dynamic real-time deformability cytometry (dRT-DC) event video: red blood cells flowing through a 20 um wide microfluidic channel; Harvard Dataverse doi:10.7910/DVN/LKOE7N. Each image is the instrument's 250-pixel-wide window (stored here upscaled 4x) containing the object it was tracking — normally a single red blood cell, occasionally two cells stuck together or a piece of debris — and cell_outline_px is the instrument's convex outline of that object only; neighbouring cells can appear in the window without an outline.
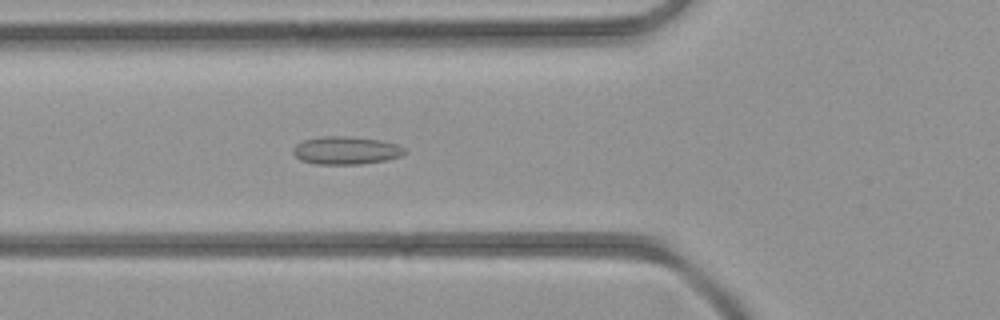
{"species": "common noctule bat (a hibernating species)", "species_latin": "Nyctalus noctula", "temperature_condition": "room temperature", "stored_images_in_passage": 44, "camera_frame_rate_fps": 3000, "um_per_image_px": 0.085, "animal": {"sex": "female", "body_mass_g": 21.9}, "frame": {"image": 1, "passage_image": 15, "time_ms": 4.667, "image_size_px": [1000, 320], "cell_outline_px": [[408, 152], [400, 156], [384, 160], [360, 164], [316, 164], [300, 160], [292, 152], [292, 148], [296, 144], [304, 140], [320, 136], [348, 136], [380, 140], [396, 144], [404, 148]], "centroid_in_image_um": [29.38, 12.78], "position_along_channel_um": 96.4, "area_um2": 18.15}}
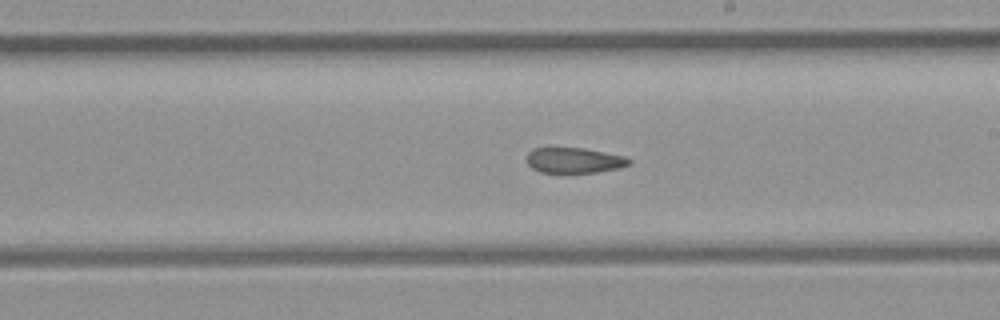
{"frame": {"image": 2, "passage_image": 24, "time_ms": 7.667, "image_size_px": [1000, 320], "cell_outline_px": [[632, 164], [620, 168], [596, 172], [540, 172], [532, 168], [528, 164], [528, 152], [532, 148], [584, 148], [624, 156], [632, 160]], "centroid_in_image_um": [48.84, 13.62], "position_along_channel_um": 240.2, "area_um2": 15.09}}
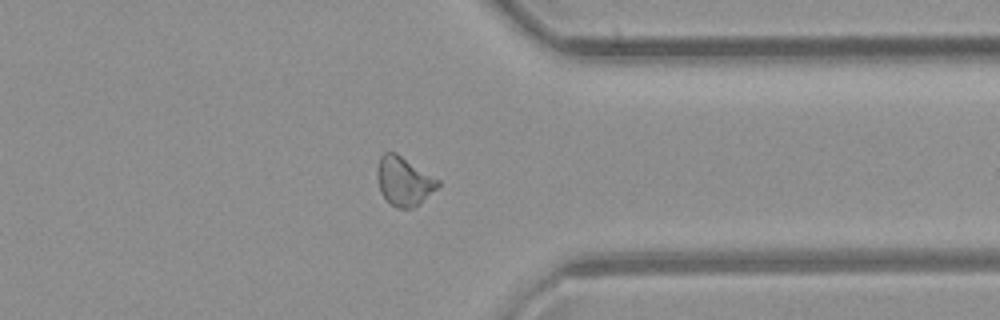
{"frame": {"image": 3, "passage_image": 33, "time_ms": 10.667, "image_size_px": [1000, 320], "cell_outline_px": [[440, 184], [420, 204], [412, 208], [396, 208], [380, 192], [376, 172], [376, 168], [380, 156], [384, 152], [396, 152], [440, 180]], "centroid_in_image_um": [34.32, 15.38], "position_along_channel_um": 377.1, "area_um2": 17.28}}